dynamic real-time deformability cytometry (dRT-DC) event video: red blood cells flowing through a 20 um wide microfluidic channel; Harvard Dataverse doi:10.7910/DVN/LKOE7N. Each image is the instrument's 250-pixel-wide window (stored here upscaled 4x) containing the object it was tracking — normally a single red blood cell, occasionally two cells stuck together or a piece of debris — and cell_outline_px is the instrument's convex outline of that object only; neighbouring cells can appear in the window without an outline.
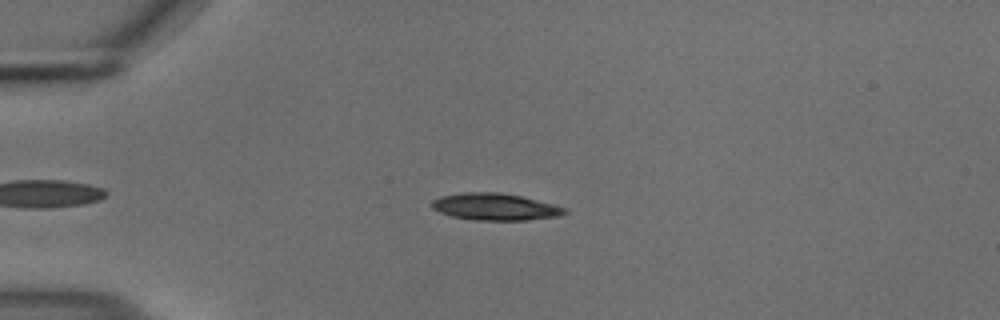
{"species": "common noctule bat (a hibernating species)", "species_latin": "Nyctalus noctula", "temperature_condition": "cold", "stored_images_in_passage": 50, "camera_frame_rate_fps": 3000, "um_per_image_px": 0.085, "animal": {"sex": "male", "body_mass_g": 18.8}, "frame": {"image": 1, "passage_image": 14, "time_ms": 4.333, "image_size_px": [1000, 320], "cell_outline_px": [[568, 212], [560, 216], [528, 220], [472, 220], [452, 216], [440, 212], [432, 208], [432, 200], [440, 196], [460, 192], [500, 192], [524, 196], [568, 208]], "centroid_in_image_um": [42.12, 17.57], "position_along_channel_um": 42.9, "area_um2": 21.15}}
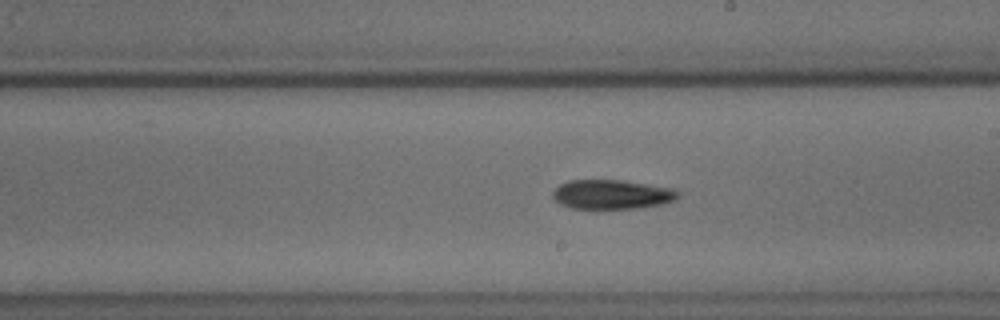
{"frame": {"image": 2, "passage_image": 32, "time_ms": 10.333, "image_size_px": [1000, 320], "cell_outline_px": [[680, 196], [676, 200], [664, 204], [640, 208], [596, 212], [572, 208], [560, 204], [552, 196], [552, 192], [560, 184], [568, 180], [624, 180], [672, 188], [680, 192]], "centroid_in_image_um": [52.01, 16.58], "position_along_channel_um": 237.0, "area_um2": 22.54}}
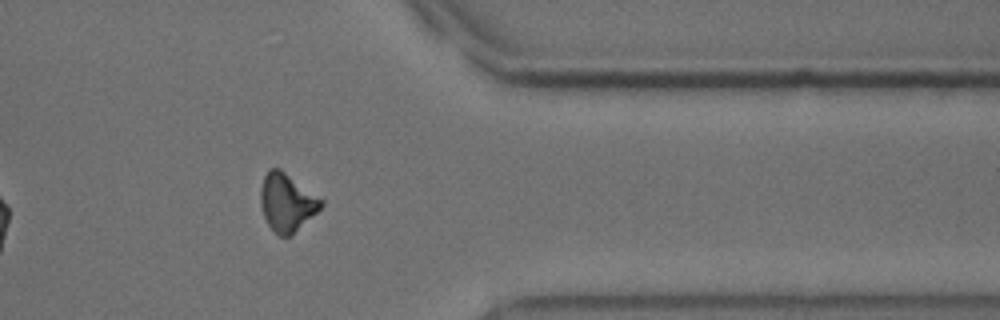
{"frame": {"image": 3, "passage_image": 45, "time_ms": 14.667, "image_size_px": [1000, 320], "cell_outline_px": [[324, 204], [316, 212], [288, 236], [280, 236], [268, 224], [264, 216], [260, 204], [260, 188], [264, 176], [268, 168], [280, 168], [324, 200]], "centroid_in_image_um": [24.36, 17.15], "position_along_channel_um": 387.0, "area_um2": 20.06}, "authors_computed_cell_mechanics": {"area_um2": 20.4612, "velocity_mm_per_s": 3.7069, "shape_relaxation_time_tau1_ms": 5.7003, "shape_relaxation_time_tau2_ms": null, "deformation_change_tau1": 0.1493, "deformation_change_tau2": null}}